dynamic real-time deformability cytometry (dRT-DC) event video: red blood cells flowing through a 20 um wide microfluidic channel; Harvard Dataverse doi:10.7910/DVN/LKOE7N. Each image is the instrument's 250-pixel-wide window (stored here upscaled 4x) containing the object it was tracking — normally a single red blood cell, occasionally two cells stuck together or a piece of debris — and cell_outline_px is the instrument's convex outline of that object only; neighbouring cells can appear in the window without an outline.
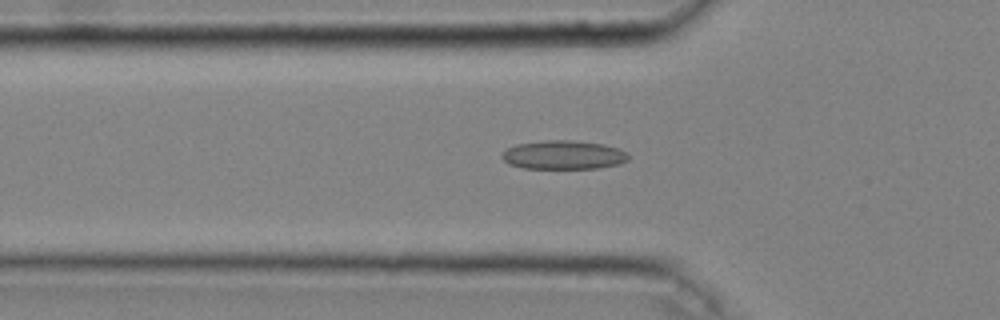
{"species": "common noctule bat (a hibernating species)", "species_latin": "Nyctalus noctula", "temperature_condition": "cold", "stored_images_in_passage": 46, "camera_frame_rate_fps": 3000, "um_per_image_px": 0.085, "animal": {"sex": "male", "body_mass_g": 20.4}, "frame": {"image": 1, "passage_image": 15, "time_ms": 4.667, "image_size_px": [1000, 320], "cell_outline_px": [[628, 160], [620, 164], [596, 168], [524, 168], [508, 164], [500, 156], [508, 148], [516, 144], [548, 140], [572, 140], [604, 144], [628, 152]], "centroid_in_image_um": [47.9, 13.17], "position_along_channel_um": 77.9, "area_um2": 21.15}}
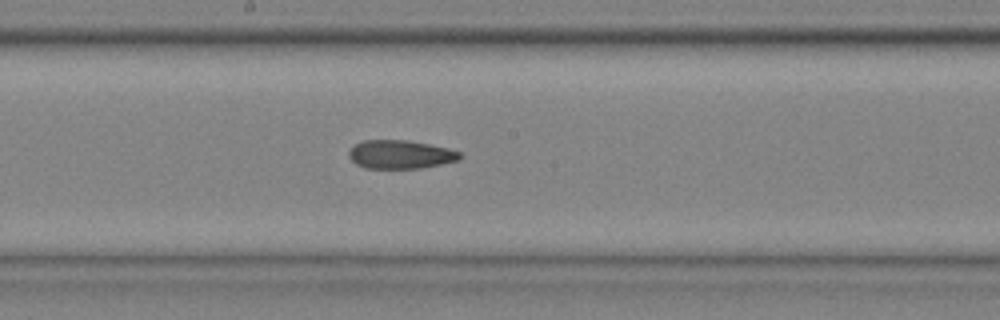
{"frame": {"image": 2, "passage_image": 25, "time_ms": 8.0, "image_size_px": [1000, 320], "cell_outline_px": [[464, 156], [460, 160], [420, 168], [364, 168], [356, 164], [348, 156], [348, 152], [356, 144], [364, 140], [408, 140], [448, 148], [460, 152]], "centroid_in_image_um": [34.05, 13.13], "position_along_channel_um": 214.1, "area_um2": 18.44}}
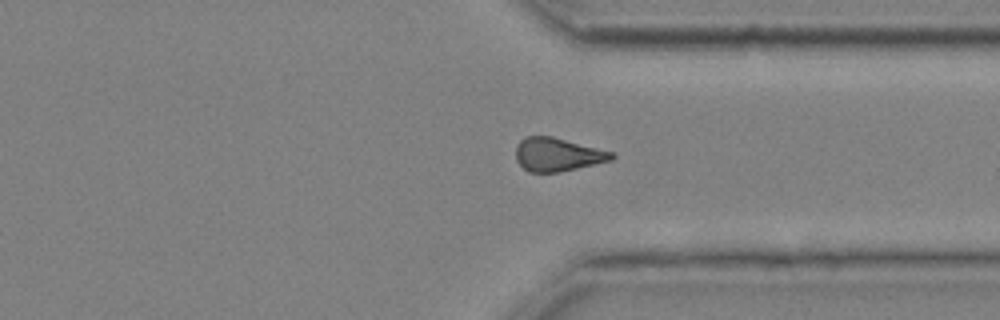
{"frame": {"image": 3, "passage_image": 36, "time_ms": 11.667, "image_size_px": [1000, 320], "cell_outline_px": [[616, 156], [612, 160], [560, 172], [528, 172], [516, 160], [516, 144], [524, 136], [552, 136], [612, 152]], "centroid_in_image_um": [47.36, 13.13], "position_along_channel_um": 364.0, "area_um2": 18.61}, "authors_computed_cell_mechanics": {"area_um2": 18.9006, "velocity_mm_per_s": 4.0779, "shape_relaxation_time_tau1_ms": null, "shape_relaxation_time_tau2_ms": 5.7033, "deformation_change_tau1": null, "deformation_change_tau2": 0.148}}